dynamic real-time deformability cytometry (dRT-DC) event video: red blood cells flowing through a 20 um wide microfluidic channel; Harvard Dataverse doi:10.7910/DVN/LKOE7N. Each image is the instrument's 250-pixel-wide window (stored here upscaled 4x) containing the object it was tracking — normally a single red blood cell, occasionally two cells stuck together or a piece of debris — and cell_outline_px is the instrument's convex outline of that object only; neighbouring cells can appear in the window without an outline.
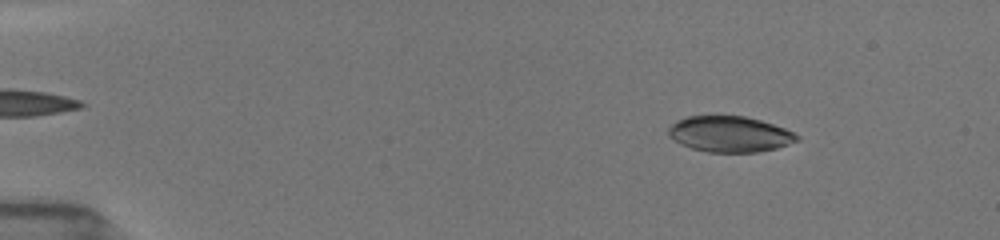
{"species": "common noctule bat (a hibernating species)", "species_latin": "Nyctalus noctula", "temperature_condition": "room temperature", "stored_images_in_passage": 52, "camera_frame_rate_fps": 3000, "um_per_image_px": 0.085, "animal": {"sex": "female", "body_mass_g": 19.5, "forearm_length_mm": 54.1}, "frame": {"image": 1, "passage_image": 7, "time_ms": 2.0, "image_size_px": [1000, 240], "cell_outline_px": [[800, 140], [776, 148], [760, 152], [708, 152], [692, 148], [680, 144], [668, 136], [668, 128], [676, 120], [688, 116], [720, 112], [744, 116], [760, 120], [784, 128], [800, 136]], "centroid_in_image_um": [61.98, 11.35], "position_along_channel_um": 23.0, "area_um2": 27.63}}
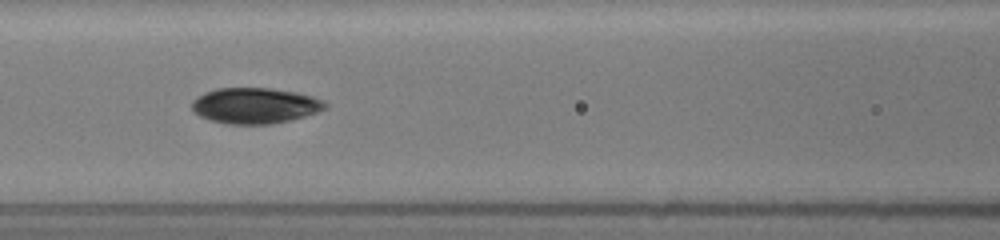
{"frame": {"image": 2, "passage_image": 24, "time_ms": 7.667, "image_size_px": [1000, 240], "cell_outline_px": [[328, 108], [304, 116], [272, 124], [228, 124], [212, 120], [200, 116], [192, 108], [192, 100], [196, 96], [204, 92], [216, 88], [268, 88], [296, 92], [312, 96], [324, 100], [328, 104]], "centroid_in_image_um": [21.68, 8.97], "position_along_channel_um": 144.9, "area_um2": 27.74}}
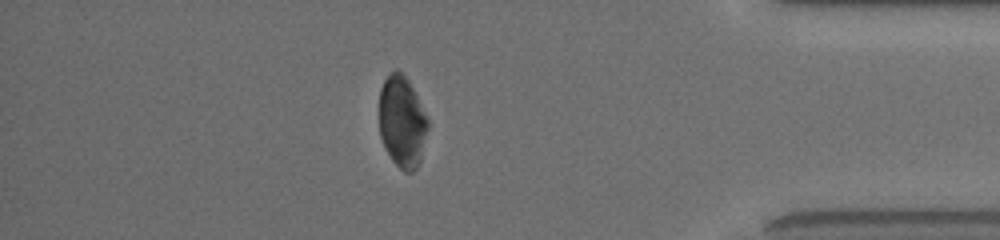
{"frame": {"image": 3, "passage_image": 46, "time_ms": 15.0, "image_size_px": [1000, 240], "cell_outline_px": [[428, 128], [420, 160], [416, 168], [412, 172], [404, 172], [392, 160], [384, 148], [380, 136], [380, 88], [388, 72], [396, 68], [408, 80], [428, 116]], "centroid_in_image_um": [34.18, 10.33], "position_along_channel_um": 401.0, "area_um2": 26.07}, "authors_computed_cell_mechanics": {"area_um2": 27.2816, "velocity_mm_per_s": 3.9078, "shape_relaxation_time_tau1_ms": 3.7621, "shape_relaxation_time_tau2_ms": 3.0016, "deformation_change_tau1": 0.1583, "deformation_change_tau2": 0.0697}}